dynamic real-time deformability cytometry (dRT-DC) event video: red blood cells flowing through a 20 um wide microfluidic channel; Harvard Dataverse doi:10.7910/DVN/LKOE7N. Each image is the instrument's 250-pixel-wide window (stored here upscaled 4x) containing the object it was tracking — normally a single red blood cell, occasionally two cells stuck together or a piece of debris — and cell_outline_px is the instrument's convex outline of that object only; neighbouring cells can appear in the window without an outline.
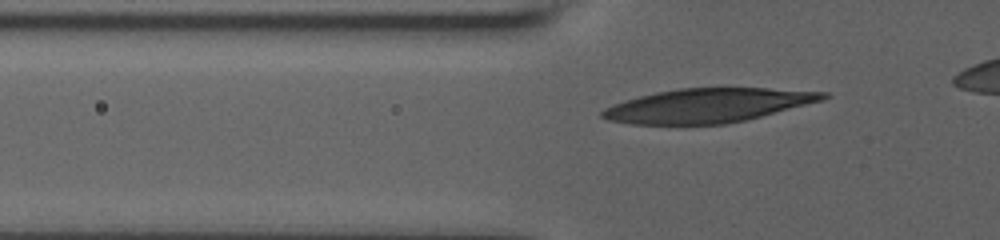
{"species": "human", "species_latin": "Homo sapiens", "temperature_condition": "room temperature", "stored_images_in_passage": 7, "camera_frame_rate_fps": 3000, "um_per_image_px": 0.085, "donor": {"sex": "male"}, "frame": {"image": 1, "passage_image": 2, "time_ms": 0.333, "image_size_px": [1000, 240], "cell_outline_px": [[832, 96], [824, 100], [744, 120], [724, 124], [628, 124], [608, 120], [600, 116], [600, 112], [604, 108], [640, 96], [656, 92], [680, 88], [768, 88], [828, 92]], "centroid_in_image_um": [60.19, 8.96], "position_along_channel_um": 65.6, "area_um2": 43.47}}
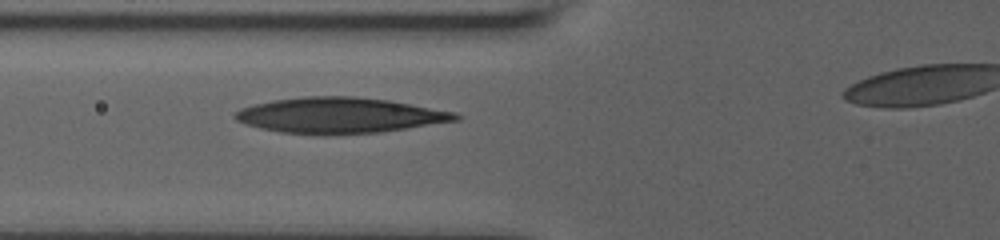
{"frame": {"image": 2, "passage_image": 4, "time_ms": 1.333, "image_size_px": [1000, 240], "cell_outline_px": [[460, 120], [380, 132], [324, 136], [280, 132], [260, 128], [236, 120], [232, 116], [240, 108], [272, 100], [304, 96], [356, 96], [388, 100], [456, 112], [460, 116]], "centroid_in_image_um": [28.86, 9.81], "position_along_channel_um": 96.9, "area_um2": 46.07}}
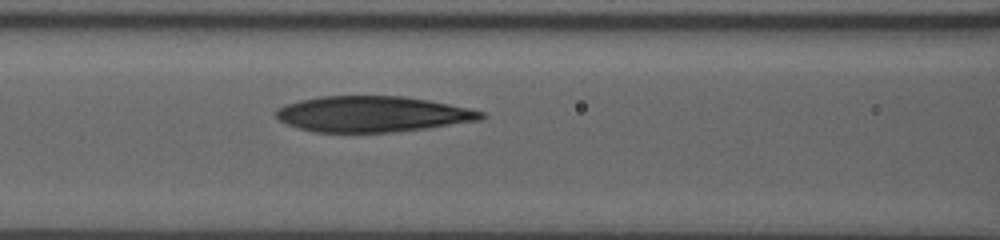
{"frame": {"image": 3, "passage_image": 7, "time_ms": 2.333, "image_size_px": [1000, 240], "cell_outline_px": [[488, 116], [484, 120], [428, 128], [392, 132], [316, 132], [300, 128], [288, 124], [280, 120], [276, 116], [276, 108], [284, 104], [300, 100], [320, 96], [404, 96], [428, 100], [468, 108], [484, 112]], "centroid_in_image_um": [31.7, 9.69], "position_along_channel_um": 134.9, "area_um2": 42.89}}